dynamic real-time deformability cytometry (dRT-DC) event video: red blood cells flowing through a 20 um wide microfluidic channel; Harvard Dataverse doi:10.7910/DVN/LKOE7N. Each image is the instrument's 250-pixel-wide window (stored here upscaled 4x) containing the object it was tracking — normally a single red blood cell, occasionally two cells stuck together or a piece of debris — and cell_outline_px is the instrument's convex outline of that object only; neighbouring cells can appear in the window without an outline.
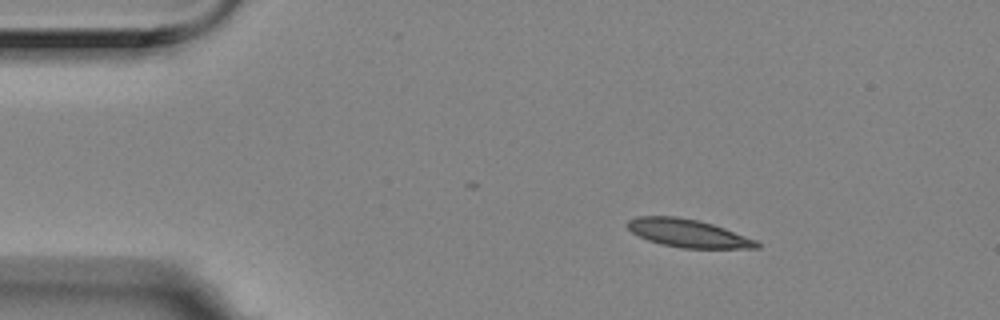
{"species": "Egyptian fruit bat (a non-hibernating species)", "species_latin": "Rousettus aegyptiacus", "temperature_condition": "room temperature", "stored_images_in_passage": 5, "camera_frame_rate_fps": 3000, "um_per_image_px": 0.085, "animal": {"sex": "female"}, "frame": {"image": 1, "passage_image": 3, "time_ms": 0.667, "image_size_px": [1000, 320], "cell_outline_px": [[760, 248], [680, 248], [660, 244], [648, 240], [632, 232], [624, 224], [628, 220], [636, 216], [676, 216], [700, 220], [724, 228], [756, 240], [760, 244]], "centroid_in_image_um": [58.44, 19.82], "position_along_channel_um": 26.6, "area_um2": 21.15}}